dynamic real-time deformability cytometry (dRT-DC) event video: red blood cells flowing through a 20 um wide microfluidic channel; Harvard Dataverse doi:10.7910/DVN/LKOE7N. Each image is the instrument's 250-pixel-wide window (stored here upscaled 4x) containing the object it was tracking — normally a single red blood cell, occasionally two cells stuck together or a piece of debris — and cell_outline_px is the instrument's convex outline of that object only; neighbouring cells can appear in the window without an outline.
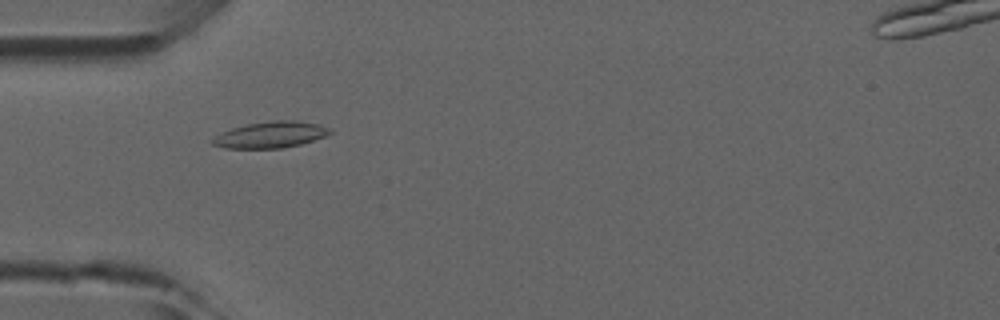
{"species": "common noctule bat (a hibernating species)", "species_latin": "Nyctalus noctula", "temperature_condition": "room temperature", "stored_images_in_passage": 49, "camera_frame_rate_fps": 3000, "um_per_image_px": 0.085, "animal": {"sex": "male", "forearm_length_mm": 52.5}, "frame": {"image": 1, "passage_image": 15, "time_ms": 4.667, "image_size_px": [1000, 320], "cell_outline_px": [[332, 132], [324, 136], [300, 144], [284, 148], [224, 148], [212, 144], [212, 140], [216, 136], [232, 128], [248, 124], [276, 120], [296, 120], [316, 124], [332, 128]], "centroid_in_image_um": [23.02, 11.45], "position_along_channel_um": 62.0, "area_um2": 17.69}}